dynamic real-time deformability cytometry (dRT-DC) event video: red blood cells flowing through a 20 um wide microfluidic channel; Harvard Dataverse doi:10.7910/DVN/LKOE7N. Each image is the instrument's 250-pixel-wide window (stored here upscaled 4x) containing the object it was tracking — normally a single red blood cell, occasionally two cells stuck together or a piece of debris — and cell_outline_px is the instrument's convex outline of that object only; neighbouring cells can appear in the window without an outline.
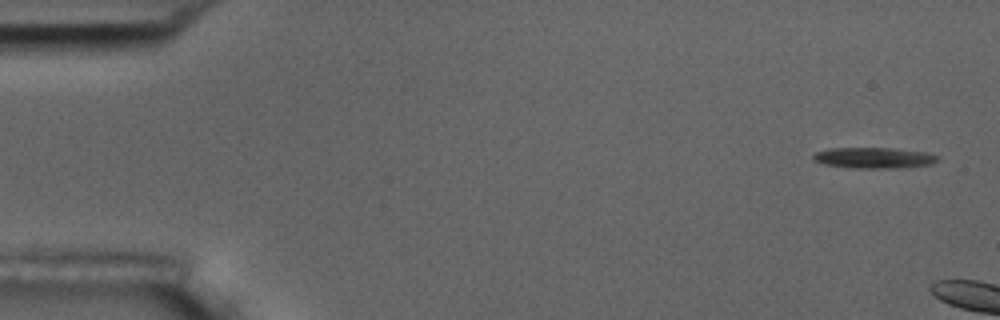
{"species": "common noctule bat (a hibernating species)", "species_latin": "Nyctalus noctula", "temperature_condition": "room temperature", "stored_images_in_passage": 3, "camera_frame_rate_fps": 3000, "um_per_image_px": 0.085, "animal": {"sex": "male", "body_mass_g": 17.5, "forearm_length_mm": 52.3}, "frame": {"image": 1, "passage_image": 1, "time_ms": 0.0, "image_size_px": [1000, 320], "cell_outline_px": [[940, 160], [932, 164], [900, 168], [852, 168], [824, 164], [816, 160], [812, 156], [816, 152], [828, 148], [888, 148], [924, 152], [940, 156]], "centroid_in_image_um": [74.32, 13.42], "position_along_channel_um": 10.7, "area_um2": 15.09}}